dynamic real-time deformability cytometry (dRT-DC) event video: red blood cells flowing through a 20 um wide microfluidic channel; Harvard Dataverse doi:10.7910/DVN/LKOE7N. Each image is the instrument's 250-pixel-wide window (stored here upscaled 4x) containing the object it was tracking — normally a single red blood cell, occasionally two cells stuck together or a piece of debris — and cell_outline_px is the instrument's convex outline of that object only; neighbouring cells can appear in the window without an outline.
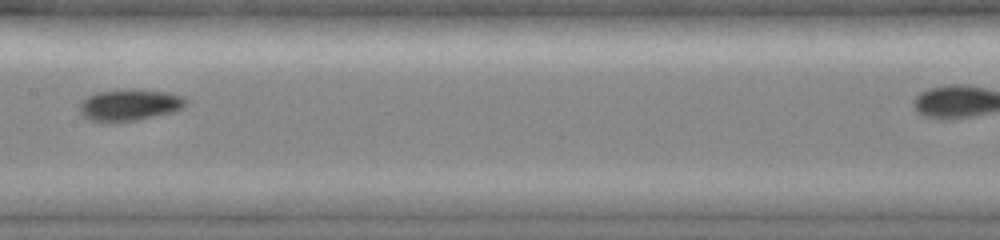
{"species": "common noctule bat (a hibernating species)", "species_latin": "Nyctalus noctula", "temperature_condition": "cold", "stored_images_in_passage": 18, "camera_frame_rate_fps": 3000, "um_per_image_px": 0.085, "animal": {"sex": "female", "body_mass_g": 19.0, "forearm_length_mm": 51.5}, "frame": {"image": 1, "passage_image": 10, "time_ms": 3.0, "image_size_px": [1000, 240], "cell_outline_px": [[184, 104], [180, 108], [172, 112], [136, 120], [104, 124], [92, 120], [84, 116], [80, 112], [80, 104], [88, 96], [96, 92], [164, 92], [180, 96], [184, 100]], "centroid_in_image_um": [10.92, 9.0], "position_along_channel_um": 196.5, "area_um2": 18.38}}
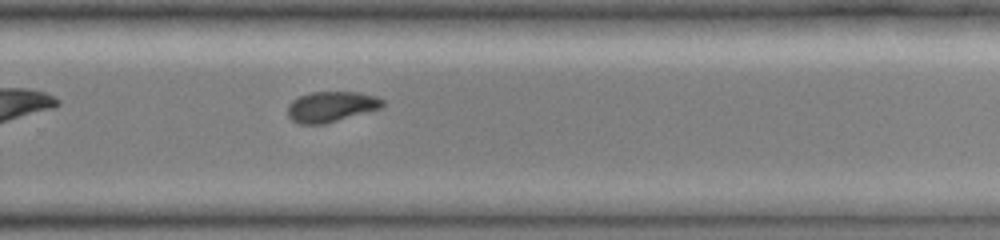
{"frame": {"image": 2, "passage_image": 17, "time_ms": 5.333, "image_size_px": [1000, 240], "cell_outline_px": [[384, 104], [380, 108], [324, 124], [300, 124], [292, 120], [288, 116], [288, 104], [292, 100], [300, 96], [312, 92], [360, 92], [376, 96], [384, 100]], "centroid_in_image_um": [28.14, 9.06], "position_along_channel_um": 301.7, "area_um2": 16.76}}